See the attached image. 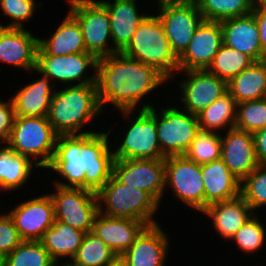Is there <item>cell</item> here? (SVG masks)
<instances>
[{"instance_id":"6da1fadb","label":"cell","mask_w":266,"mask_h":266,"mask_svg":"<svg viewBox=\"0 0 266 266\" xmlns=\"http://www.w3.org/2000/svg\"><path fill=\"white\" fill-rule=\"evenodd\" d=\"M167 80L156 68L122 52L97 60L96 84L100 105L103 109L111 103L125 117L133 113L146 94Z\"/></svg>"},{"instance_id":"7a4b0ae2","label":"cell","mask_w":266,"mask_h":266,"mask_svg":"<svg viewBox=\"0 0 266 266\" xmlns=\"http://www.w3.org/2000/svg\"><path fill=\"white\" fill-rule=\"evenodd\" d=\"M102 111L97 84H74L54 92L47 117L58 135L86 134L94 132L81 131L84 123Z\"/></svg>"},{"instance_id":"3957f363","label":"cell","mask_w":266,"mask_h":266,"mask_svg":"<svg viewBox=\"0 0 266 266\" xmlns=\"http://www.w3.org/2000/svg\"><path fill=\"white\" fill-rule=\"evenodd\" d=\"M130 58L156 68L167 79L178 71L179 62L172 52L163 25L157 15H147L122 51Z\"/></svg>"},{"instance_id":"277c9868","label":"cell","mask_w":266,"mask_h":266,"mask_svg":"<svg viewBox=\"0 0 266 266\" xmlns=\"http://www.w3.org/2000/svg\"><path fill=\"white\" fill-rule=\"evenodd\" d=\"M97 197L103 215L141 221L146 226L158 224L152 217L160 204L146 191L121 183L113 174Z\"/></svg>"},{"instance_id":"5b68a950","label":"cell","mask_w":266,"mask_h":266,"mask_svg":"<svg viewBox=\"0 0 266 266\" xmlns=\"http://www.w3.org/2000/svg\"><path fill=\"white\" fill-rule=\"evenodd\" d=\"M57 138L47 116H16L6 145L29 159L42 158L37 161V166L47 168L53 159Z\"/></svg>"},{"instance_id":"8992f818","label":"cell","mask_w":266,"mask_h":266,"mask_svg":"<svg viewBox=\"0 0 266 266\" xmlns=\"http://www.w3.org/2000/svg\"><path fill=\"white\" fill-rule=\"evenodd\" d=\"M144 109L156 118L161 152L166 157L184 155L200 131L197 115L185 110L183 112L175 107L164 108L161 111L162 114H159L150 103L141 107V110Z\"/></svg>"},{"instance_id":"52a82bcc","label":"cell","mask_w":266,"mask_h":266,"mask_svg":"<svg viewBox=\"0 0 266 266\" xmlns=\"http://www.w3.org/2000/svg\"><path fill=\"white\" fill-rule=\"evenodd\" d=\"M69 13L79 23L86 51L97 59L117 53L107 42L111 35V22L106 7L100 0H68Z\"/></svg>"},{"instance_id":"ba28073f","label":"cell","mask_w":266,"mask_h":266,"mask_svg":"<svg viewBox=\"0 0 266 266\" xmlns=\"http://www.w3.org/2000/svg\"><path fill=\"white\" fill-rule=\"evenodd\" d=\"M49 194L54 203L55 220L68 224L82 232L93 230L94 219L99 212L97 193L87 189L60 187Z\"/></svg>"},{"instance_id":"9c48e42d","label":"cell","mask_w":266,"mask_h":266,"mask_svg":"<svg viewBox=\"0 0 266 266\" xmlns=\"http://www.w3.org/2000/svg\"><path fill=\"white\" fill-rule=\"evenodd\" d=\"M159 15L172 52L179 58L204 20L195 1L159 4Z\"/></svg>"},{"instance_id":"30bf717a","label":"cell","mask_w":266,"mask_h":266,"mask_svg":"<svg viewBox=\"0 0 266 266\" xmlns=\"http://www.w3.org/2000/svg\"><path fill=\"white\" fill-rule=\"evenodd\" d=\"M171 186L175 196L186 205L204 210V182L201 165L184 155L165 158V186Z\"/></svg>"},{"instance_id":"8fae6325","label":"cell","mask_w":266,"mask_h":266,"mask_svg":"<svg viewBox=\"0 0 266 266\" xmlns=\"http://www.w3.org/2000/svg\"><path fill=\"white\" fill-rule=\"evenodd\" d=\"M114 159H158L165 160L161 152L156 118L147 110H141L116 151L113 150Z\"/></svg>"},{"instance_id":"7c38bea8","label":"cell","mask_w":266,"mask_h":266,"mask_svg":"<svg viewBox=\"0 0 266 266\" xmlns=\"http://www.w3.org/2000/svg\"><path fill=\"white\" fill-rule=\"evenodd\" d=\"M113 175L123 184L149 193L159 204L165 186V160H114Z\"/></svg>"},{"instance_id":"4fadbf2b","label":"cell","mask_w":266,"mask_h":266,"mask_svg":"<svg viewBox=\"0 0 266 266\" xmlns=\"http://www.w3.org/2000/svg\"><path fill=\"white\" fill-rule=\"evenodd\" d=\"M107 133L83 134L84 189L97 193L113 174L114 153Z\"/></svg>"},{"instance_id":"5bb4252c","label":"cell","mask_w":266,"mask_h":266,"mask_svg":"<svg viewBox=\"0 0 266 266\" xmlns=\"http://www.w3.org/2000/svg\"><path fill=\"white\" fill-rule=\"evenodd\" d=\"M97 58L89 53H74L62 56L37 55V64L34 71L48 76L50 80L70 84L76 81V85L96 84ZM93 68L94 74L90 77L85 75L88 67Z\"/></svg>"},{"instance_id":"9a60e30c","label":"cell","mask_w":266,"mask_h":266,"mask_svg":"<svg viewBox=\"0 0 266 266\" xmlns=\"http://www.w3.org/2000/svg\"><path fill=\"white\" fill-rule=\"evenodd\" d=\"M222 45L223 35L220 22L203 20L187 49L178 58V72L208 69Z\"/></svg>"},{"instance_id":"2e32d148","label":"cell","mask_w":266,"mask_h":266,"mask_svg":"<svg viewBox=\"0 0 266 266\" xmlns=\"http://www.w3.org/2000/svg\"><path fill=\"white\" fill-rule=\"evenodd\" d=\"M47 169L59 173L67 181H55V185L84 189L83 134L58 135Z\"/></svg>"},{"instance_id":"e0dca14e","label":"cell","mask_w":266,"mask_h":266,"mask_svg":"<svg viewBox=\"0 0 266 266\" xmlns=\"http://www.w3.org/2000/svg\"><path fill=\"white\" fill-rule=\"evenodd\" d=\"M23 240H41L54 224V203L49 194L27 200L8 212Z\"/></svg>"},{"instance_id":"ac0fdd59","label":"cell","mask_w":266,"mask_h":266,"mask_svg":"<svg viewBox=\"0 0 266 266\" xmlns=\"http://www.w3.org/2000/svg\"><path fill=\"white\" fill-rule=\"evenodd\" d=\"M185 72L188 79L181 81L179 86L182 90L180 101L187 112L197 115L228 91L227 82L207 69Z\"/></svg>"},{"instance_id":"d6986e66","label":"cell","mask_w":266,"mask_h":266,"mask_svg":"<svg viewBox=\"0 0 266 266\" xmlns=\"http://www.w3.org/2000/svg\"><path fill=\"white\" fill-rule=\"evenodd\" d=\"M224 136L221 135V160L242 182L259 166L254 136L236 128L227 129Z\"/></svg>"},{"instance_id":"ffe728a7","label":"cell","mask_w":266,"mask_h":266,"mask_svg":"<svg viewBox=\"0 0 266 266\" xmlns=\"http://www.w3.org/2000/svg\"><path fill=\"white\" fill-rule=\"evenodd\" d=\"M39 39L25 28L0 27V61L32 71L36 68Z\"/></svg>"},{"instance_id":"44dd1931","label":"cell","mask_w":266,"mask_h":266,"mask_svg":"<svg viewBox=\"0 0 266 266\" xmlns=\"http://www.w3.org/2000/svg\"><path fill=\"white\" fill-rule=\"evenodd\" d=\"M169 241L159 224L146 226L121 256L129 266H164Z\"/></svg>"},{"instance_id":"7402d4cb","label":"cell","mask_w":266,"mask_h":266,"mask_svg":"<svg viewBox=\"0 0 266 266\" xmlns=\"http://www.w3.org/2000/svg\"><path fill=\"white\" fill-rule=\"evenodd\" d=\"M220 24L224 45L247 54L254 61L266 59L260 45L257 21L252 13L243 17L225 19L220 21Z\"/></svg>"},{"instance_id":"603a6c76","label":"cell","mask_w":266,"mask_h":266,"mask_svg":"<svg viewBox=\"0 0 266 266\" xmlns=\"http://www.w3.org/2000/svg\"><path fill=\"white\" fill-rule=\"evenodd\" d=\"M146 225L137 220L114 218L98 212L93 230L117 255H122L134 243Z\"/></svg>"},{"instance_id":"cb8c5ba5","label":"cell","mask_w":266,"mask_h":266,"mask_svg":"<svg viewBox=\"0 0 266 266\" xmlns=\"http://www.w3.org/2000/svg\"><path fill=\"white\" fill-rule=\"evenodd\" d=\"M204 182V209L209 205L236 199L241 194V182L219 159L201 165Z\"/></svg>"},{"instance_id":"d4e9b609","label":"cell","mask_w":266,"mask_h":266,"mask_svg":"<svg viewBox=\"0 0 266 266\" xmlns=\"http://www.w3.org/2000/svg\"><path fill=\"white\" fill-rule=\"evenodd\" d=\"M100 2L106 7L110 17L114 48L117 52H122L147 15L138 12L136 0H114L112 3L100 0Z\"/></svg>"},{"instance_id":"484cf974","label":"cell","mask_w":266,"mask_h":266,"mask_svg":"<svg viewBox=\"0 0 266 266\" xmlns=\"http://www.w3.org/2000/svg\"><path fill=\"white\" fill-rule=\"evenodd\" d=\"M202 213L213 220L214 229L223 236V239L230 240L242 225L255 214L241 196L209 205Z\"/></svg>"},{"instance_id":"4316f807","label":"cell","mask_w":266,"mask_h":266,"mask_svg":"<svg viewBox=\"0 0 266 266\" xmlns=\"http://www.w3.org/2000/svg\"><path fill=\"white\" fill-rule=\"evenodd\" d=\"M83 52L87 51L81 27L77 20L68 13L51 37L39 39L37 55L62 56Z\"/></svg>"},{"instance_id":"83f0119b","label":"cell","mask_w":266,"mask_h":266,"mask_svg":"<svg viewBox=\"0 0 266 266\" xmlns=\"http://www.w3.org/2000/svg\"><path fill=\"white\" fill-rule=\"evenodd\" d=\"M50 78L42 74V78L36 82L26 84L11 98L16 116L44 117L48 116L50 102L52 100Z\"/></svg>"},{"instance_id":"f1b7e54d","label":"cell","mask_w":266,"mask_h":266,"mask_svg":"<svg viewBox=\"0 0 266 266\" xmlns=\"http://www.w3.org/2000/svg\"><path fill=\"white\" fill-rule=\"evenodd\" d=\"M228 92L237 103L266 97V59L254 61L227 83Z\"/></svg>"},{"instance_id":"f546056e","label":"cell","mask_w":266,"mask_h":266,"mask_svg":"<svg viewBox=\"0 0 266 266\" xmlns=\"http://www.w3.org/2000/svg\"><path fill=\"white\" fill-rule=\"evenodd\" d=\"M85 234V232L74 229L66 223L55 220L40 241L57 263L60 257L67 256L71 258L70 260L74 258Z\"/></svg>"},{"instance_id":"4dcf8cb0","label":"cell","mask_w":266,"mask_h":266,"mask_svg":"<svg viewBox=\"0 0 266 266\" xmlns=\"http://www.w3.org/2000/svg\"><path fill=\"white\" fill-rule=\"evenodd\" d=\"M37 163L14 152L6 144L0 148V189L15 190L23 186Z\"/></svg>"},{"instance_id":"1f68e13d","label":"cell","mask_w":266,"mask_h":266,"mask_svg":"<svg viewBox=\"0 0 266 266\" xmlns=\"http://www.w3.org/2000/svg\"><path fill=\"white\" fill-rule=\"evenodd\" d=\"M237 101L227 91L207 108L197 114L199 128L202 131L214 132L216 129L235 128L237 119Z\"/></svg>"},{"instance_id":"d6a6232c","label":"cell","mask_w":266,"mask_h":266,"mask_svg":"<svg viewBox=\"0 0 266 266\" xmlns=\"http://www.w3.org/2000/svg\"><path fill=\"white\" fill-rule=\"evenodd\" d=\"M118 255L95 233L87 232L71 260L77 266H107Z\"/></svg>"},{"instance_id":"836d02e7","label":"cell","mask_w":266,"mask_h":266,"mask_svg":"<svg viewBox=\"0 0 266 266\" xmlns=\"http://www.w3.org/2000/svg\"><path fill=\"white\" fill-rule=\"evenodd\" d=\"M253 62L254 60L247 54L223 44L207 70L228 83Z\"/></svg>"},{"instance_id":"e575fe53","label":"cell","mask_w":266,"mask_h":266,"mask_svg":"<svg viewBox=\"0 0 266 266\" xmlns=\"http://www.w3.org/2000/svg\"><path fill=\"white\" fill-rule=\"evenodd\" d=\"M204 20L223 21L253 12L252 0H196Z\"/></svg>"},{"instance_id":"d590c367","label":"cell","mask_w":266,"mask_h":266,"mask_svg":"<svg viewBox=\"0 0 266 266\" xmlns=\"http://www.w3.org/2000/svg\"><path fill=\"white\" fill-rule=\"evenodd\" d=\"M39 240H24L4 257V266H56Z\"/></svg>"},{"instance_id":"8d00e7d4","label":"cell","mask_w":266,"mask_h":266,"mask_svg":"<svg viewBox=\"0 0 266 266\" xmlns=\"http://www.w3.org/2000/svg\"><path fill=\"white\" fill-rule=\"evenodd\" d=\"M184 156L200 165L221 159V136L200 130Z\"/></svg>"},{"instance_id":"74e56055","label":"cell","mask_w":266,"mask_h":266,"mask_svg":"<svg viewBox=\"0 0 266 266\" xmlns=\"http://www.w3.org/2000/svg\"><path fill=\"white\" fill-rule=\"evenodd\" d=\"M266 127V97L237 104L235 128L254 134Z\"/></svg>"},{"instance_id":"f35d334b","label":"cell","mask_w":266,"mask_h":266,"mask_svg":"<svg viewBox=\"0 0 266 266\" xmlns=\"http://www.w3.org/2000/svg\"><path fill=\"white\" fill-rule=\"evenodd\" d=\"M240 196L253 212L266 205V164L259 166L241 182Z\"/></svg>"},{"instance_id":"ab89813d","label":"cell","mask_w":266,"mask_h":266,"mask_svg":"<svg viewBox=\"0 0 266 266\" xmlns=\"http://www.w3.org/2000/svg\"><path fill=\"white\" fill-rule=\"evenodd\" d=\"M265 228L259 222L257 215H253L231 238L237 246L246 253L258 251L263 247L265 239Z\"/></svg>"},{"instance_id":"60d3db41","label":"cell","mask_w":266,"mask_h":266,"mask_svg":"<svg viewBox=\"0 0 266 266\" xmlns=\"http://www.w3.org/2000/svg\"><path fill=\"white\" fill-rule=\"evenodd\" d=\"M0 7L4 15L13 19V22L0 27L4 28H23V22L31 19L35 12L36 3L34 0H0Z\"/></svg>"},{"instance_id":"b9f144b4","label":"cell","mask_w":266,"mask_h":266,"mask_svg":"<svg viewBox=\"0 0 266 266\" xmlns=\"http://www.w3.org/2000/svg\"><path fill=\"white\" fill-rule=\"evenodd\" d=\"M23 241L9 214L0 215V255L5 257Z\"/></svg>"},{"instance_id":"7bdbcfd3","label":"cell","mask_w":266,"mask_h":266,"mask_svg":"<svg viewBox=\"0 0 266 266\" xmlns=\"http://www.w3.org/2000/svg\"><path fill=\"white\" fill-rule=\"evenodd\" d=\"M16 113L14 111L13 102L9 99L8 102L0 100V137L7 141L12 127L14 126Z\"/></svg>"},{"instance_id":"ee69618b","label":"cell","mask_w":266,"mask_h":266,"mask_svg":"<svg viewBox=\"0 0 266 266\" xmlns=\"http://www.w3.org/2000/svg\"><path fill=\"white\" fill-rule=\"evenodd\" d=\"M259 164H266V127L253 134Z\"/></svg>"},{"instance_id":"f6af8a7d","label":"cell","mask_w":266,"mask_h":266,"mask_svg":"<svg viewBox=\"0 0 266 266\" xmlns=\"http://www.w3.org/2000/svg\"><path fill=\"white\" fill-rule=\"evenodd\" d=\"M252 14L255 16L259 28L262 52L266 55V9H253Z\"/></svg>"},{"instance_id":"bcb514c9","label":"cell","mask_w":266,"mask_h":266,"mask_svg":"<svg viewBox=\"0 0 266 266\" xmlns=\"http://www.w3.org/2000/svg\"><path fill=\"white\" fill-rule=\"evenodd\" d=\"M107 266H129V264L125 261V259L118 255L110 264Z\"/></svg>"},{"instance_id":"7dc6e473","label":"cell","mask_w":266,"mask_h":266,"mask_svg":"<svg viewBox=\"0 0 266 266\" xmlns=\"http://www.w3.org/2000/svg\"><path fill=\"white\" fill-rule=\"evenodd\" d=\"M253 9H266V0H252Z\"/></svg>"},{"instance_id":"c3c4849f","label":"cell","mask_w":266,"mask_h":266,"mask_svg":"<svg viewBox=\"0 0 266 266\" xmlns=\"http://www.w3.org/2000/svg\"><path fill=\"white\" fill-rule=\"evenodd\" d=\"M191 1H196V0H159L158 4L169 3V2H191Z\"/></svg>"},{"instance_id":"681fc988","label":"cell","mask_w":266,"mask_h":266,"mask_svg":"<svg viewBox=\"0 0 266 266\" xmlns=\"http://www.w3.org/2000/svg\"><path fill=\"white\" fill-rule=\"evenodd\" d=\"M66 264H64V265H58V264H56V266H77V265H75L73 262H65Z\"/></svg>"},{"instance_id":"f907efd6","label":"cell","mask_w":266,"mask_h":266,"mask_svg":"<svg viewBox=\"0 0 266 266\" xmlns=\"http://www.w3.org/2000/svg\"><path fill=\"white\" fill-rule=\"evenodd\" d=\"M0 266H4V257L0 255Z\"/></svg>"}]
</instances>
